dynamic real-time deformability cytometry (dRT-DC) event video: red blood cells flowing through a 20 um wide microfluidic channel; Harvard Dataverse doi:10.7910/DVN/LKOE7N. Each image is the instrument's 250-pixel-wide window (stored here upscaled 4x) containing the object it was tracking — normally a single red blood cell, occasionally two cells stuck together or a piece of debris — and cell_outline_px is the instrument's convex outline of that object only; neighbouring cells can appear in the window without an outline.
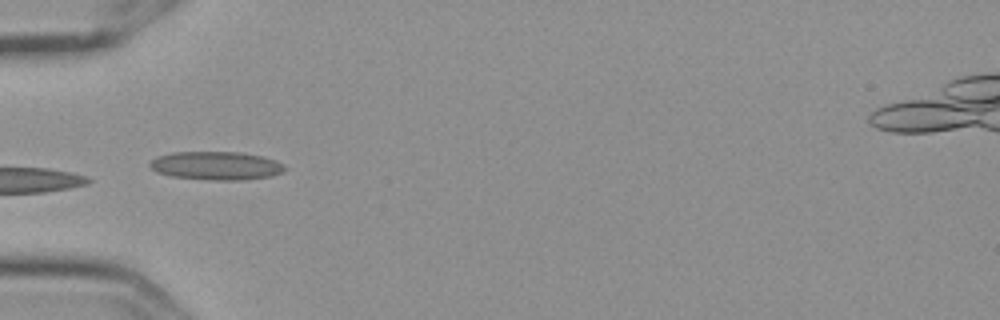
{"species": "Egyptian fruit bat (a non-hibernating species)", "species_latin": "Rousettus aegyptiacus", "temperature_condition": "cold", "stored_images_in_passage": 6, "camera_frame_rate_fps": 3000, "um_per_image_px": 0.085, "frame": {"image": 1, "passage_image": 6, "time_ms": 1.667, "image_size_px": [1000, 320], "cell_outline_px": [[288, 168], [284, 172], [272, 176], [244, 180], [212, 180], [172, 176], [156, 172], [148, 164], [156, 156], [172, 152], [240, 152], [264, 156], [284, 164]], "centroid_in_image_um": [18.42, 14.08], "position_along_channel_um": 66.6, "area_um2": 22.54}}